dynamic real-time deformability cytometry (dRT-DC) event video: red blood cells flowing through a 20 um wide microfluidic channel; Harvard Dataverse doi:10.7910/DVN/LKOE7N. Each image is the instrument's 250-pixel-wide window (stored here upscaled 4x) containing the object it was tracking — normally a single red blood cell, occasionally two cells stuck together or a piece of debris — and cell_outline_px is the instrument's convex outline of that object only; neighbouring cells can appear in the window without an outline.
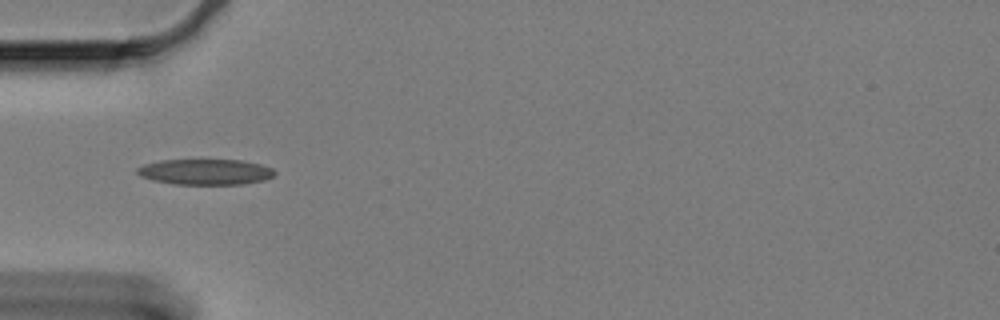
{"species": "Egyptian fruit bat (a non-hibernating species)", "species_latin": "Rousettus aegyptiacus", "temperature_condition": "cold", "stored_images_in_passage": 21, "camera_frame_rate_fps": 3000, "um_per_image_px": 0.085, "animal": {"sex": "female"}, "frame": {"image": 1, "passage_image": 1, "time_ms": 0.0, "image_size_px": [1000, 320], "cell_outline_px": [[276, 172], [272, 176], [264, 180], [244, 184], [176, 184], [152, 180], [140, 176], [136, 172], [136, 168], [144, 164], [160, 160], [240, 160], [260, 164], [272, 168]], "centroid_in_image_um": [17.44, 14.61], "position_along_channel_um": 67.6, "area_um2": 20.52}}
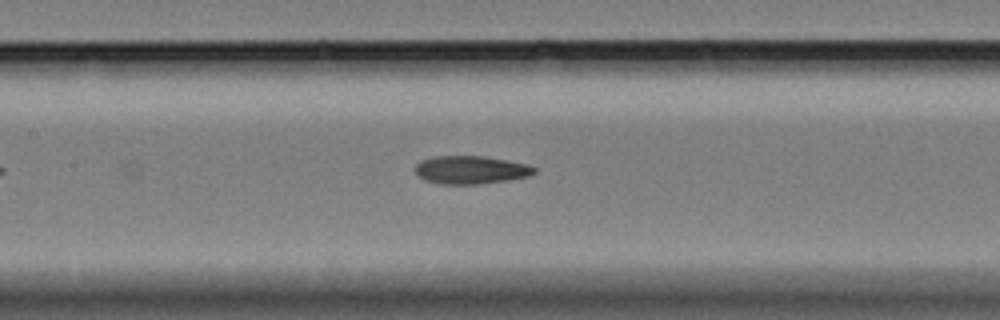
{"frame": {"image": 2, "passage_image": 10, "time_ms": 3.0, "image_size_px": [1000, 320], "cell_outline_px": [[536, 172], [528, 176], [508, 180], [476, 184], [440, 184], [424, 180], [416, 176], [416, 164], [420, 160], [432, 156], [484, 156], [524, 164], [536, 168]], "centroid_in_image_um": [39.95, 14.44], "position_along_channel_um": 167.5, "area_um2": 19.42}}
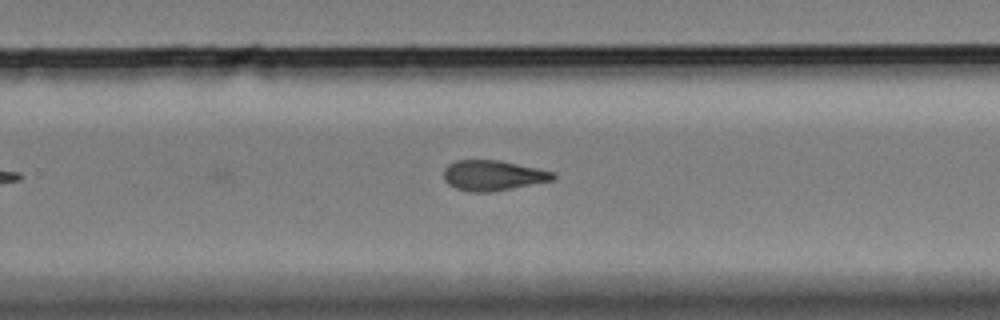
{"frame": {"image": 3, "passage_image": 21, "time_ms": 6.667, "image_size_px": [1000, 320], "cell_outline_px": [[556, 180], [512, 188], [488, 192], [472, 192], [456, 188], [448, 184], [444, 180], [444, 168], [448, 164], [456, 160], [500, 160], [556, 172]], "centroid_in_image_um": [41.93, 14.9], "position_along_channel_um": 287.9, "area_um2": 19.42}}